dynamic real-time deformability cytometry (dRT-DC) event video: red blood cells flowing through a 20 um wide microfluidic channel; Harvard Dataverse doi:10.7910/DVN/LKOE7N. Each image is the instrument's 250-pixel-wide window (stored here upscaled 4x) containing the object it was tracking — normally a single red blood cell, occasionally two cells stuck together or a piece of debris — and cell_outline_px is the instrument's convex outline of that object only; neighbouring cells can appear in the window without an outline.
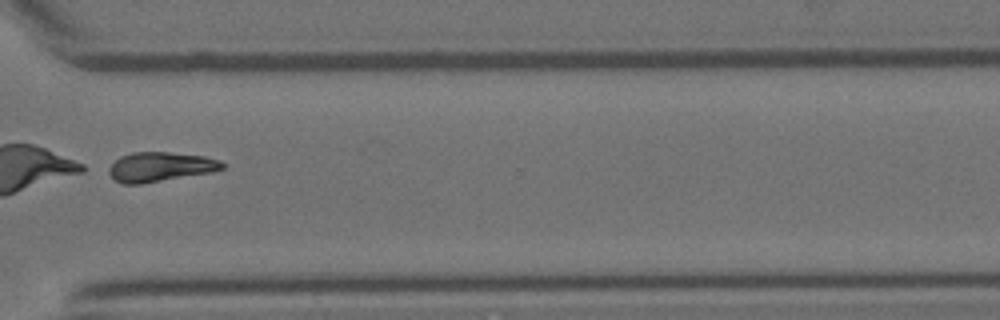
{"species": "Egyptian fruit bat (a non-hibernating species)", "species_latin": "Rousettus aegyptiacus", "temperature_condition": "room temperature", "stored_images_in_passage": 39, "camera_frame_rate_fps": 3000, "um_per_image_px": 0.085, "animal": {"sex": "female"}, "frame": {"image": 1, "passage_image": 27, "time_ms": 8.667, "image_size_px": [1000, 320], "cell_outline_px": [[228, 164], [224, 168], [212, 172], [140, 184], [120, 184], [108, 172], [108, 168], [120, 156], [132, 152], [168, 152], [204, 156], [220, 160]], "centroid_in_image_um": [13.65, 14.18], "position_along_channel_um": 357.0, "area_um2": 19.54}}